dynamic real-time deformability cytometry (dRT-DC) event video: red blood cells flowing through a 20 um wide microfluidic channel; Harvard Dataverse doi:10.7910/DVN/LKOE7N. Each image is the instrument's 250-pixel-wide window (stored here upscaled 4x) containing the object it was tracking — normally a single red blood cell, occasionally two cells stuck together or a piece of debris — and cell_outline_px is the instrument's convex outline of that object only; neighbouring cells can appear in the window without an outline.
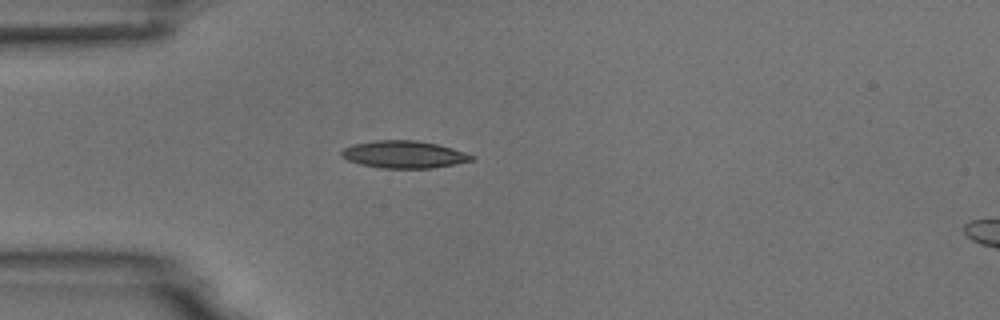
{"species": "common noctule bat (a hibernating species)", "species_latin": "Nyctalus noctula", "temperature_condition": "room temperature", "stored_images_in_passage": 4, "camera_frame_rate_fps": 3000, "um_per_image_px": 0.085, "animal": {"sex": "male", "body_mass_g": 18.8}, "frame": {"image": 1, "passage_image": 3, "time_ms": 2.667, "image_size_px": [1000, 320], "cell_outline_px": [[476, 160], [456, 164], [432, 168], [380, 168], [360, 164], [348, 160], [340, 156], [340, 152], [344, 148], [352, 144], [376, 140], [416, 140], [436, 144], [452, 148], [476, 156]], "centroid_in_image_um": [34.35, 13.13], "position_along_channel_um": 50.7, "area_um2": 20.87}}